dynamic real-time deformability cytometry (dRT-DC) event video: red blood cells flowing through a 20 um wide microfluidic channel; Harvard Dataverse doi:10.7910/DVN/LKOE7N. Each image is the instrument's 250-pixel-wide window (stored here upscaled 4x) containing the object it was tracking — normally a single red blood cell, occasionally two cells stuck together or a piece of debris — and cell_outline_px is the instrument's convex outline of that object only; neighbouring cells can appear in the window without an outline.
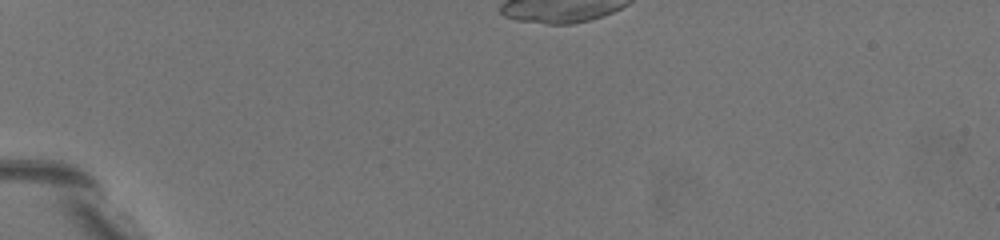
{"species": "common noctule bat (a hibernating species)", "species_latin": "Nyctalus noctula", "temperature_condition": "warm", "stored_images_in_passage": 2, "camera_frame_rate_fps": 3000, "um_per_image_px": 0.085, "animal": {"sex": "female", "body_mass_g": 19.5, "forearm_length_mm": 54.1}, "frame": {"image": 1, "passage_image": 1, "time_ms": 0.0, "image_size_px": [1000, 240], "cell_outline_px": [[188, 212], [184, 216], [168, 208], [120, 168], [116, 164], [100, 140], [112, 132], [132, 144], [168, 180], [188, 208]], "centroid_in_image_um": [12.19, 14.64], "position_along_channel_um": 72.8, "area_um2": 16.36}}